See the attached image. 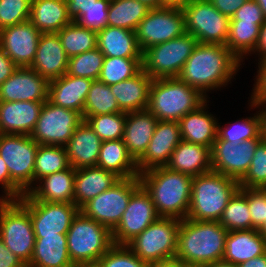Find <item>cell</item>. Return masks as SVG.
<instances>
[{
    "instance_id": "6da1fadb",
    "label": "cell",
    "mask_w": 266,
    "mask_h": 267,
    "mask_svg": "<svg viewBox=\"0 0 266 267\" xmlns=\"http://www.w3.org/2000/svg\"><path fill=\"white\" fill-rule=\"evenodd\" d=\"M240 65L241 61L225 45L198 43L177 77L208 98L207 91L231 83Z\"/></svg>"
},
{
    "instance_id": "7a4b0ae2",
    "label": "cell",
    "mask_w": 266,
    "mask_h": 267,
    "mask_svg": "<svg viewBox=\"0 0 266 267\" xmlns=\"http://www.w3.org/2000/svg\"><path fill=\"white\" fill-rule=\"evenodd\" d=\"M227 233L219 221L180 220L176 258L198 267L222 260Z\"/></svg>"
},
{
    "instance_id": "3957f363",
    "label": "cell",
    "mask_w": 266,
    "mask_h": 267,
    "mask_svg": "<svg viewBox=\"0 0 266 267\" xmlns=\"http://www.w3.org/2000/svg\"><path fill=\"white\" fill-rule=\"evenodd\" d=\"M139 179L160 217L186 219L193 177L159 166L140 173Z\"/></svg>"
},
{
    "instance_id": "277c9868",
    "label": "cell",
    "mask_w": 266,
    "mask_h": 267,
    "mask_svg": "<svg viewBox=\"0 0 266 267\" xmlns=\"http://www.w3.org/2000/svg\"><path fill=\"white\" fill-rule=\"evenodd\" d=\"M238 189V181L214 171L193 177L186 218L219 221L229 199Z\"/></svg>"
},
{
    "instance_id": "5b68a950",
    "label": "cell",
    "mask_w": 266,
    "mask_h": 267,
    "mask_svg": "<svg viewBox=\"0 0 266 267\" xmlns=\"http://www.w3.org/2000/svg\"><path fill=\"white\" fill-rule=\"evenodd\" d=\"M207 100L197 89L178 77L153 79L149 90L148 110L158 121L178 122Z\"/></svg>"
},
{
    "instance_id": "8992f818",
    "label": "cell",
    "mask_w": 266,
    "mask_h": 267,
    "mask_svg": "<svg viewBox=\"0 0 266 267\" xmlns=\"http://www.w3.org/2000/svg\"><path fill=\"white\" fill-rule=\"evenodd\" d=\"M38 145L30 135L0 134V156L10 174V200H19L33 187Z\"/></svg>"
},
{
    "instance_id": "52a82bcc",
    "label": "cell",
    "mask_w": 266,
    "mask_h": 267,
    "mask_svg": "<svg viewBox=\"0 0 266 267\" xmlns=\"http://www.w3.org/2000/svg\"><path fill=\"white\" fill-rule=\"evenodd\" d=\"M69 257L74 265L96 263L114 245L112 232L80 211L66 233Z\"/></svg>"
},
{
    "instance_id": "ba28073f",
    "label": "cell",
    "mask_w": 266,
    "mask_h": 267,
    "mask_svg": "<svg viewBox=\"0 0 266 267\" xmlns=\"http://www.w3.org/2000/svg\"><path fill=\"white\" fill-rule=\"evenodd\" d=\"M0 238L26 266L30 263L35 234L29 209L20 200L0 197Z\"/></svg>"
},
{
    "instance_id": "9c48e42d",
    "label": "cell",
    "mask_w": 266,
    "mask_h": 267,
    "mask_svg": "<svg viewBox=\"0 0 266 267\" xmlns=\"http://www.w3.org/2000/svg\"><path fill=\"white\" fill-rule=\"evenodd\" d=\"M190 33L148 47L142 52V70L152 79L177 77L195 46Z\"/></svg>"
},
{
    "instance_id": "30bf717a",
    "label": "cell",
    "mask_w": 266,
    "mask_h": 267,
    "mask_svg": "<svg viewBox=\"0 0 266 267\" xmlns=\"http://www.w3.org/2000/svg\"><path fill=\"white\" fill-rule=\"evenodd\" d=\"M180 219L159 217L126 245L147 264L176 257Z\"/></svg>"
},
{
    "instance_id": "8fae6325",
    "label": "cell",
    "mask_w": 266,
    "mask_h": 267,
    "mask_svg": "<svg viewBox=\"0 0 266 267\" xmlns=\"http://www.w3.org/2000/svg\"><path fill=\"white\" fill-rule=\"evenodd\" d=\"M140 186L139 177L120 179L110 189L85 203L79 211L112 232L120 222L131 195Z\"/></svg>"
},
{
    "instance_id": "7c38bea8",
    "label": "cell",
    "mask_w": 266,
    "mask_h": 267,
    "mask_svg": "<svg viewBox=\"0 0 266 267\" xmlns=\"http://www.w3.org/2000/svg\"><path fill=\"white\" fill-rule=\"evenodd\" d=\"M182 10L185 30L198 43L226 44L230 18L218 11L209 0H190Z\"/></svg>"
},
{
    "instance_id": "4fadbf2b",
    "label": "cell",
    "mask_w": 266,
    "mask_h": 267,
    "mask_svg": "<svg viewBox=\"0 0 266 267\" xmlns=\"http://www.w3.org/2000/svg\"><path fill=\"white\" fill-rule=\"evenodd\" d=\"M83 122L73 110L45 101L30 137L39 145L65 146L75 129Z\"/></svg>"
},
{
    "instance_id": "5bb4252c",
    "label": "cell",
    "mask_w": 266,
    "mask_h": 267,
    "mask_svg": "<svg viewBox=\"0 0 266 267\" xmlns=\"http://www.w3.org/2000/svg\"><path fill=\"white\" fill-rule=\"evenodd\" d=\"M136 38L141 51L183 35L185 16L182 8H153L141 20L136 29Z\"/></svg>"
},
{
    "instance_id": "9a60e30c",
    "label": "cell",
    "mask_w": 266,
    "mask_h": 267,
    "mask_svg": "<svg viewBox=\"0 0 266 267\" xmlns=\"http://www.w3.org/2000/svg\"><path fill=\"white\" fill-rule=\"evenodd\" d=\"M30 212L35 235L67 233L79 208L74 203H50L33 199L25 193L19 199Z\"/></svg>"
},
{
    "instance_id": "2e32d148",
    "label": "cell",
    "mask_w": 266,
    "mask_h": 267,
    "mask_svg": "<svg viewBox=\"0 0 266 267\" xmlns=\"http://www.w3.org/2000/svg\"><path fill=\"white\" fill-rule=\"evenodd\" d=\"M263 138L231 142L218 136L211 149L212 171L240 181L248 171L257 145Z\"/></svg>"
},
{
    "instance_id": "e0dca14e",
    "label": "cell",
    "mask_w": 266,
    "mask_h": 267,
    "mask_svg": "<svg viewBox=\"0 0 266 267\" xmlns=\"http://www.w3.org/2000/svg\"><path fill=\"white\" fill-rule=\"evenodd\" d=\"M159 217L150 194L141 185L131 195L120 222L112 231L113 243L126 245Z\"/></svg>"
},
{
    "instance_id": "ac0fdd59",
    "label": "cell",
    "mask_w": 266,
    "mask_h": 267,
    "mask_svg": "<svg viewBox=\"0 0 266 267\" xmlns=\"http://www.w3.org/2000/svg\"><path fill=\"white\" fill-rule=\"evenodd\" d=\"M41 32L30 20L0 30V48L17 67H30Z\"/></svg>"
},
{
    "instance_id": "d6986e66",
    "label": "cell",
    "mask_w": 266,
    "mask_h": 267,
    "mask_svg": "<svg viewBox=\"0 0 266 267\" xmlns=\"http://www.w3.org/2000/svg\"><path fill=\"white\" fill-rule=\"evenodd\" d=\"M49 81L30 67H17L0 85V102H45L48 100Z\"/></svg>"
},
{
    "instance_id": "ffe728a7",
    "label": "cell",
    "mask_w": 266,
    "mask_h": 267,
    "mask_svg": "<svg viewBox=\"0 0 266 267\" xmlns=\"http://www.w3.org/2000/svg\"><path fill=\"white\" fill-rule=\"evenodd\" d=\"M182 141L176 121H158L143 156L136 162L139 174L151 168L166 166L171 153Z\"/></svg>"
},
{
    "instance_id": "44dd1931",
    "label": "cell",
    "mask_w": 266,
    "mask_h": 267,
    "mask_svg": "<svg viewBox=\"0 0 266 267\" xmlns=\"http://www.w3.org/2000/svg\"><path fill=\"white\" fill-rule=\"evenodd\" d=\"M69 57L57 33H42L30 66L40 76L52 81L66 74Z\"/></svg>"
},
{
    "instance_id": "7402d4cb",
    "label": "cell",
    "mask_w": 266,
    "mask_h": 267,
    "mask_svg": "<svg viewBox=\"0 0 266 267\" xmlns=\"http://www.w3.org/2000/svg\"><path fill=\"white\" fill-rule=\"evenodd\" d=\"M44 102H0V134L30 135Z\"/></svg>"
},
{
    "instance_id": "603a6c76",
    "label": "cell",
    "mask_w": 266,
    "mask_h": 267,
    "mask_svg": "<svg viewBox=\"0 0 266 267\" xmlns=\"http://www.w3.org/2000/svg\"><path fill=\"white\" fill-rule=\"evenodd\" d=\"M93 80L64 74L49 81L48 100L54 105L79 112L84 105Z\"/></svg>"
},
{
    "instance_id": "cb8c5ba5",
    "label": "cell",
    "mask_w": 266,
    "mask_h": 267,
    "mask_svg": "<svg viewBox=\"0 0 266 267\" xmlns=\"http://www.w3.org/2000/svg\"><path fill=\"white\" fill-rule=\"evenodd\" d=\"M157 123V118L148 109L127 113L123 142L135 162L145 153Z\"/></svg>"
},
{
    "instance_id": "d4e9b609",
    "label": "cell",
    "mask_w": 266,
    "mask_h": 267,
    "mask_svg": "<svg viewBox=\"0 0 266 267\" xmlns=\"http://www.w3.org/2000/svg\"><path fill=\"white\" fill-rule=\"evenodd\" d=\"M101 144L99 136L83 121L64 146L70 165L75 170L97 166Z\"/></svg>"
},
{
    "instance_id": "484cf974",
    "label": "cell",
    "mask_w": 266,
    "mask_h": 267,
    "mask_svg": "<svg viewBox=\"0 0 266 267\" xmlns=\"http://www.w3.org/2000/svg\"><path fill=\"white\" fill-rule=\"evenodd\" d=\"M207 100L192 111L183 116L179 121L182 141L207 146L212 149L217 137V119L206 111ZM205 110V111H204Z\"/></svg>"
},
{
    "instance_id": "4316f807",
    "label": "cell",
    "mask_w": 266,
    "mask_h": 267,
    "mask_svg": "<svg viewBox=\"0 0 266 267\" xmlns=\"http://www.w3.org/2000/svg\"><path fill=\"white\" fill-rule=\"evenodd\" d=\"M170 170L198 176L212 171L211 148L181 141L166 164Z\"/></svg>"
},
{
    "instance_id": "83f0119b",
    "label": "cell",
    "mask_w": 266,
    "mask_h": 267,
    "mask_svg": "<svg viewBox=\"0 0 266 267\" xmlns=\"http://www.w3.org/2000/svg\"><path fill=\"white\" fill-rule=\"evenodd\" d=\"M74 179L75 169L71 166L41 178L27 193L37 201L74 203Z\"/></svg>"
},
{
    "instance_id": "f1b7e54d",
    "label": "cell",
    "mask_w": 266,
    "mask_h": 267,
    "mask_svg": "<svg viewBox=\"0 0 266 267\" xmlns=\"http://www.w3.org/2000/svg\"><path fill=\"white\" fill-rule=\"evenodd\" d=\"M266 253V239L258 229L228 231L222 260L239 265Z\"/></svg>"
},
{
    "instance_id": "f546056e",
    "label": "cell",
    "mask_w": 266,
    "mask_h": 267,
    "mask_svg": "<svg viewBox=\"0 0 266 267\" xmlns=\"http://www.w3.org/2000/svg\"><path fill=\"white\" fill-rule=\"evenodd\" d=\"M120 178L97 166L75 170L74 204L80 209L100 193L110 189Z\"/></svg>"
},
{
    "instance_id": "4dcf8cb0",
    "label": "cell",
    "mask_w": 266,
    "mask_h": 267,
    "mask_svg": "<svg viewBox=\"0 0 266 267\" xmlns=\"http://www.w3.org/2000/svg\"><path fill=\"white\" fill-rule=\"evenodd\" d=\"M67 246L66 233L35 235L34 251L27 267H74Z\"/></svg>"
},
{
    "instance_id": "1f68e13d",
    "label": "cell",
    "mask_w": 266,
    "mask_h": 267,
    "mask_svg": "<svg viewBox=\"0 0 266 267\" xmlns=\"http://www.w3.org/2000/svg\"><path fill=\"white\" fill-rule=\"evenodd\" d=\"M152 78L143 70L134 77L110 86L120 110L124 113L148 108Z\"/></svg>"
},
{
    "instance_id": "d6a6232c",
    "label": "cell",
    "mask_w": 266,
    "mask_h": 267,
    "mask_svg": "<svg viewBox=\"0 0 266 267\" xmlns=\"http://www.w3.org/2000/svg\"><path fill=\"white\" fill-rule=\"evenodd\" d=\"M97 47L104 57L142 58L136 32L120 27L106 26L97 32Z\"/></svg>"
},
{
    "instance_id": "836d02e7",
    "label": "cell",
    "mask_w": 266,
    "mask_h": 267,
    "mask_svg": "<svg viewBox=\"0 0 266 267\" xmlns=\"http://www.w3.org/2000/svg\"><path fill=\"white\" fill-rule=\"evenodd\" d=\"M30 21L41 33H57L73 20L66 0H32Z\"/></svg>"
},
{
    "instance_id": "e575fe53",
    "label": "cell",
    "mask_w": 266,
    "mask_h": 267,
    "mask_svg": "<svg viewBox=\"0 0 266 267\" xmlns=\"http://www.w3.org/2000/svg\"><path fill=\"white\" fill-rule=\"evenodd\" d=\"M97 167L114 173L120 179L139 177L137 164L128 154L123 139L102 141Z\"/></svg>"
},
{
    "instance_id": "d590c367",
    "label": "cell",
    "mask_w": 266,
    "mask_h": 267,
    "mask_svg": "<svg viewBox=\"0 0 266 267\" xmlns=\"http://www.w3.org/2000/svg\"><path fill=\"white\" fill-rule=\"evenodd\" d=\"M151 9L139 0H111L107 24L108 26L136 31L141 20Z\"/></svg>"
},
{
    "instance_id": "8d00e7d4",
    "label": "cell",
    "mask_w": 266,
    "mask_h": 267,
    "mask_svg": "<svg viewBox=\"0 0 266 267\" xmlns=\"http://www.w3.org/2000/svg\"><path fill=\"white\" fill-rule=\"evenodd\" d=\"M260 25L257 23L230 20L229 34L225 46L240 60L247 54L255 53L259 39ZM245 57H244V56Z\"/></svg>"
},
{
    "instance_id": "74e56055",
    "label": "cell",
    "mask_w": 266,
    "mask_h": 267,
    "mask_svg": "<svg viewBox=\"0 0 266 267\" xmlns=\"http://www.w3.org/2000/svg\"><path fill=\"white\" fill-rule=\"evenodd\" d=\"M62 47L70 58L97 47V32L72 21L57 32Z\"/></svg>"
},
{
    "instance_id": "f35d334b",
    "label": "cell",
    "mask_w": 266,
    "mask_h": 267,
    "mask_svg": "<svg viewBox=\"0 0 266 267\" xmlns=\"http://www.w3.org/2000/svg\"><path fill=\"white\" fill-rule=\"evenodd\" d=\"M70 167L65 147L38 145L35 156L33 184L49 174L60 172Z\"/></svg>"
},
{
    "instance_id": "ab89813d",
    "label": "cell",
    "mask_w": 266,
    "mask_h": 267,
    "mask_svg": "<svg viewBox=\"0 0 266 267\" xmlns=\"http://www.w3.org/2000/svg\"><path fill=\"white\" fill-rule=\"evenodd\" d=\"M122 112L110 86L99 80H93L83 110V121L89 116Z\"/></svg>"
},
{
    "instance_id": "60d3db41",
    "label": "cell",
    "mask_w": 266,
    "mask_h": 267,
    "mask_svg": "<svg viewBox=\"0 0 266 267\" xmlns=\"http://www.w3.org/2000/svg\"><path fill=\"white\" fill-rule=\"evenodd\" d=\"M219 223L228 231L252 229L248 200L239 189L229 199Z\"/></svg>"
},
{
    "instance_id": "b9f144b4",
    "label": "cell",
    "mask_w": 266,
    "mask_h": 267,
    "mask_svg": "<svg viewBox=\"0 0 266 267\" xmlns=\"http://www.w3.org/2000/svg\"><path fill=\"white\" fill-rule=\"evenodd\" d=\"M142 70V58L105 57L99 81L109 86L130 79Z\"/></svg>"
},
{
    "instance_id": "7bdbcfd3",
    "label": "cell",
    "mask_w": 266,
    "mask_h": 267,
    "mask_svg": "<svg viewBox=\"0 0 266 267\" xmlns=\"http://www.w3.org/2000/svg\"><path fill=\"white\" fill-rule=\"evenodd\" d=\"M98 47L69 58L66 74L98 80L104 62Z\"/></svg>"
},
{
    "instance_id": "ee69618b",
    "label": "cell",
    "mask_w": 266,
    "mask_h": 267,
    "mask_svg": "<svg viewBox=\"0 0 266 267\" xmlns=\"http://www.w3.org/2000/svg\"><path fill=\"white\" fill-rule=\"evenodd\" d=\"M127 113L89 116L84 121L102 141L123 139Z\"/></svg>"
},
{
    "instance_id": "f6af8a7d",
    "label": "cell",
    "mask_w": 266,
    "mask_h": 267,
    "mask_svg": "<svg viewBox=\"0 0 266 267\" xmlns=\"http://www.w3.org/2000/svg\"><path fill=\"white\" fill-rule=\"evenodd\" d=\"M217 136L220 139L233 142H242L248 139L262 138L261 135V117L259 112L253 117H247L242 120L221 127L217 123Z\"/></svg>"
},
{
    "instance_id": "bcb514c9",
    "label": "cell",
    "mask_w": 266,
    "mask_h": 267,
    "mask_svg": "<svg viewBox=\"0 0 266 267\" xmlns=\"http://www.w3.org/2000/svg\"><path fill=\"white\" fill-rule=\"evenodd\" d=\"M239 187L266 188V140L257 145L248 171L239 181Z\"/></svg>"
},
{
    "instance_id": "7dc6e473",
    "label": "cell",
    "mask_w": 266,
    "mask_h": 267,
    "mask_svg": "<svg viewBox=\"0 0 266 267\" xmlns=\"http://www.w3.org/2000/svg\"><path fill=\"white\" fill-rule=\"evenodd\" d=\"M32 0H0V30L30 20Z\"/></svg>"
},
{
    "instance_id": "c3c4849f",
    "label": "cell",
    "mask_w": 266,
    "mask_h": 267,
    "mask_svg": "<svg viewBox=\"0 0 266 267\" xmlns=\"http://www.w3.org/2000/svg\"><path fill=\"white\" fill-rule=\"evenodd\" d=\"M101 267H148L127 245H113L99 260Z\"/></svg>"
},
{
    "instance_id": "681fc988",
    "label": "cell",
    "mask_w": 266,
    "mask_h": 267,
    "mask_svg": "<svg viewBox=\"0 0 266 267\" xmlns=\"http://www.w3.org/2000/svg\"><path fill=\"white\" fill-rule=\"evenodd\" d=\"M239 190L248 200L252 229H259L266 220V190L245 187H239Z\"/></svg>"
},
{
    "instance_id": "f907efd6",
    "label": "cell",
    "mask_w": 266,
    "mask_h": 267,
    "mask_svg": "<svg viewBox=\"0 0 266 267\" xmlns=\"http://www.w3.org/2000/svg\"><path fill=\"white\" fill-rule=\"evenodd\" d=\"M111 0H97L95 5L83 10V15L76 21L79 25L92 31L103 30L108 20V8Z\"/></svg>"
},
{
    "instance_id": "816d5d0a",
    "label": "cell",
    "mask_w": 266,
    "mask_h": 267,
    "mask_svg": "<svg viewBox=\"0 0 266 267\" xmlns=\"http://www.w3.org/2000/svg\"><path fill=\"white\" fill-rule=\"evenodd\" d=\"M230 20H241V22L257 23L262 25L266 18L260 5L255 0H248L234 13Z\"/></svg>"
},
{
    "instance_id": "f5cc1de1",
    "label": "cell",
    "mask_w": 266,
    "mask_h": 267,
    "mask_svg": "<svg viewBox=\"0 0 266 267\" xmlns=\"http://www.w3.org/2000/svg\"><path fill=\"white\" fill-rule=\"evenodd\" d=\"M256 81L254 84L251 101H266V59L258 60Z\"/></svg>"
},
{
    "instance_id": "db71d44e",
    "label": "cell",
    "mask_w": 266,
    "mask_h": 267,
    "mask_svg": "<svg viewBox=\"0 0 266 267\" xmlns=\"http://www.w3.org/2000/svg\"><path fill=\"white\" fill-rule=\"evenodd\" d=\"M96 1L97 0H66L68 15L76 22L83 15V10L95 5Z\"/></svg>"
},
{
    "instance_id": "11a10c76",
    "label": "cell",
    "mask_w": 266,
    "mask_h": 267,
    "mask_svg": "<svg viewBox=\"0 0 266 267\" xmlns=\"http://www.w3.org/2000/svg\"><path fill=\"white\" fill-rule=\"evenodd\" d=\"M223 15L231 18L234 13L248 0H209Z\"/></svg>"
},
{
    "instance_id": "9f6ffc18",
    "label": "cell",
    "mask_w": 266,
    "mask_h": 267,
    "mask_svg": "<svg viewBox=\"0 0 266 267\" xmlns=\"http://www.w3.org/2000/svg\"><path fill=\"white\" fill-rule=\"evenodd\" d=\"M0 267H27L23 261L8 249L0 238Z\"/></svg>"
},
{
    "instance_id": "6f0895ef",
    "label": "cell",
    "mask_w": 266,
    "mask_h": 267,
    "mask_svg": "<svg viewBox=\"0 0 266 267\" xmlns=\"http://www.w3.org/2000/svg\"><path fill=\"white\" fill-rule=\"evenodd\" d=\"M16 68L14 62L0 48V85L12 75Z\"/></svg>"
},
{
    "instance_id": "680465c9",
    "label": "cell",
    "mask_w": 266,
    "mask_h": 267,
    "mask_svg": "<svg viewBox=\"0 0 266 267\" xmlns=\"http://www.w3.org/2000/svg\"><path fill=\"white\" fill-rule=\"evenodd\" d=\"M0 184L4 188V200H10V174L4 159L0 156Z\"/></svg>"
},
{
    "instance_id": "91938a15",
    "label": "cell",
    "mask_w": 266,
    "mask_h": 267,
    "mask_svg": "<svg viewBox=\"0 0 266 267\" xmlns=\"http://www.w3.org/2000/svg\"><path fill=\"white\" fill-rule=\"evenodd\" d=\"M260 55V60L266 59V20L260 27L259 39L255 48V52Z\"/></svg>"
},
{
    "instance_id": "94428289",
    "label": "cell",
    "mask_w": 266,
    "mask_h": 267,
    "mask_svg": "<svg viewBox=\"0 0 266 267\" xmlns=\"http://www.w3.org/2000/svg\"><path fill=\"white\" fill-rule=\"evenodd\" d=\"M251 108H261L262 111L259 109V114L261 117V135L264 140H266V101H251L250 105ZM264 106V107H263Z\"/></svg>"
},
{
    "instance_id": "6125c7cd",
    "label": "cell",
    "mask_w": 266,
    "mask_h": 267,
    "mask_svg": "<svg viewBox=\"0 0 266 267\" xmlns=\"http://www.w3.org/2000/svg\"><path fill=\"white\" fill-rule=\"evenodd\" d=\"M148 267H186V266L179 259L173 257L149 263Z\"/></svg>"
},
{
    "instance_id": "be15d7a7",
    "label": "cell",
    "mask_w": 266,
    "mask_h": 267,
    "mask_svg": "<svg viewBox=\"0 0 266 267\" xmlns=\"http://www.w3.org/2000/svg\"><path fill=\"white\" fill-rule=\"evenodd\" d=\"M238 267H266V253L259 257L249 259L248 261L242 262Z\"/></svg>"
},
{
    "instance_id": "e7e4bbea",
    "label": "cell",
    "mask_w": 266,
    "mask_h": 267,
    "mask_svg": "<svg viewBox=\"0 0 266 267\" xmlns=\"http://www.w3.org/2000/svg\"><path fill=\"white\" fill-rule=\"evenodd\" d=\"M190 0H161L162 7L183 8Z\"/></svg>"
},
{
    "instance_id": "03108f58",
    "label": "cell",
    "mask_w": 266,
    "mask_h": 267,
    "mask_svg": "<svg viewBox=\"0 0 266 267\" xmlns=\"http://www.w3.org/2000/svg\"><path fill=\"white\" fill-rule=\"evenodd\" d=\"M205 267H238L237 265H234L230 262L224 261V260H219L215 261L213 263H210L206 265Z\"/></svg>"
},
{
    "instance_id": "003e7915",
    "label": "cell",
    "mask_w": 266,
    "mask_h": 267,
    "mask_svg": "<svg viewBox=\"0 0 266 267\" xmlns=\"http://www.w3.org/2000/svg\"><path fill=\"white\" fill-rule=\"evenodd\" d=\"M140 2L147 4L150 8H161V0H139Z\"/></svg>"
},
{
    "instance_id": "a7ac6f4b",
    "label": "cell",
    "mask_w": 266,
    "mask_h": 267,
    "mask_svg": "<svg viewBox=\"0 0 266 267\" xmlns=\"http://www.w3.org/2000/svg\"><path fill=\"white\" fill-rule=\"evenodd\" d=\"M74 267H101L98 262L96 263H83V264H77Z\"/></svg>"
},
{
    "instance_id": "89a4df30",
    "label": "cell",
    "mask_w": 266,
    "mask_h": 267,
    "mask_svg": "<svg viewBox=\"0 0 266 267\" xmlns=\"http://www.w3.org/2000/svg\"><path fill=\"white\" fill-rule=\"evenodd\" d=\"M261 7L263 14L266 18V0H255Z\"/></svg>"
},
{
    "instance_id": "2644e50d",
    "label": "cell",
    "mask_w": 266,
    "mask_h": 267,
    "mask_svg": "<svg viewBox=\"0 0 266 267\" xmlns=\"http://www.w3.org/2000/svg\"><path fill=\"white\" fill-rule=\"evenodd\" d=\"M258 232L266 239V220L262 226L258 229Z\"/></svg>"
}]
</instances>
